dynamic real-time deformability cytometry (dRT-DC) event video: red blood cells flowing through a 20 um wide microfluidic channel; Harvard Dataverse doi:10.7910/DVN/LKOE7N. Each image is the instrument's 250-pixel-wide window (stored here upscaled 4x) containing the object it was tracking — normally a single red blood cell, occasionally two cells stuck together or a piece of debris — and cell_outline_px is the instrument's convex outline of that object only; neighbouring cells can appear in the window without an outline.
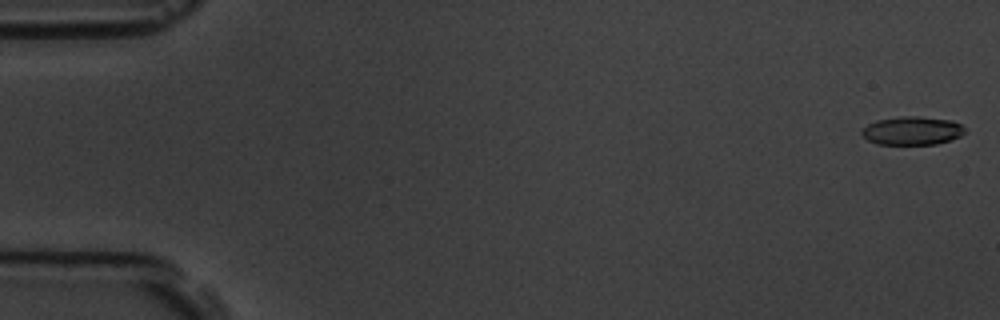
{"species": "common noctule bat (a hibernating species)", "species_latin": "Nyctalus noctula", "temperature_condition": "room temperature", "stored_images_in_passage": 53, "camera_frame_rate_fps": 3000, "um_per_image_px": 0.085, "animal": {"sex": "male", "body_mass_g": 19.5, "forearm_length_mm": 54.6}, "frame": {"image": 1, "passage_image": 1, "time_ms": 0.0, "image_size_px": [1000, 320], "cell_outline_px": [[968, 128], [960, 136], [936, 144], [876, 144], [868, 140], [860, 132], [868, 124], [876, 120], [900, 116], [916, 116], [952, 120]], "centroid_in_image_um": [77.54, 11.1], "position_along_channel_um": 7.5, "area_um2": 17.05}}
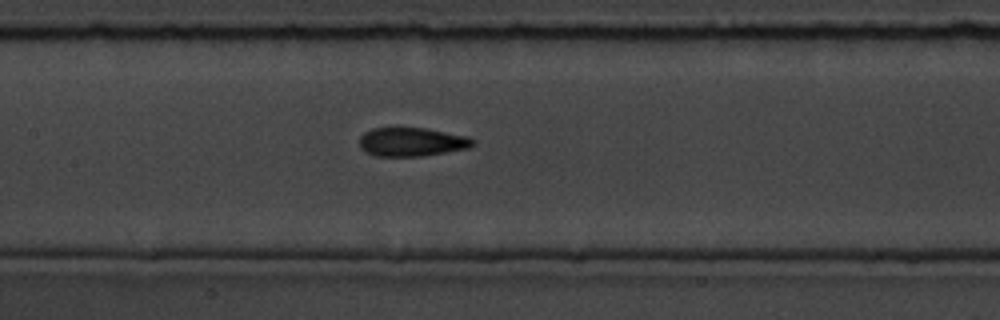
{"frame": {"image": 2, "passage_image": 27, "time_ms": 8.667, "image_size_px": [1000, 320], "cell_outline_px": [[476, 144], [468, 148], [424, 156], [376, 156], [364, 152], [360, 148], [360, 136], [364, 132], [372, 128], [396, 124], [424, 128], [468, 136], [476, 140]], "centroid_in_image_um": [34.96, 12.02], "position_along_channel_um": 172.4, "area_um2": 19.88}}
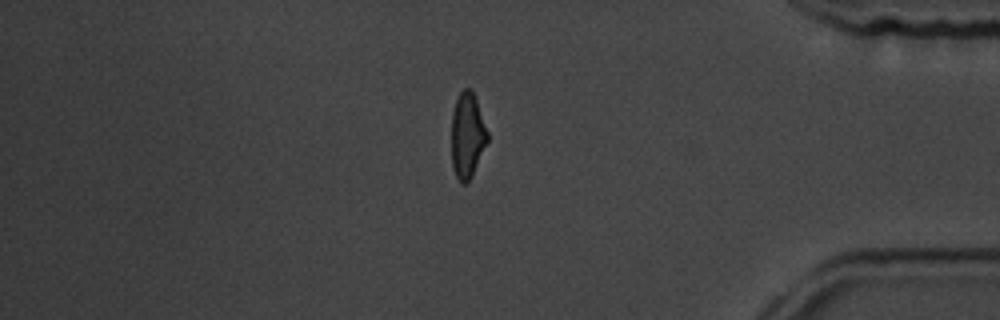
{"frame": {"image": 3, "passage_image": 48, "time_ms": 15.667, "image_size_px": [1000, 320], "cell_outline_px": [[488, 140], [472, 176], [468, 184], [460, 184], [452, 168], [452, 112], [456, 100], [460, 92], [464, 88], [472, 88], [488, 132]], "centroid_in_image_um": [39.72, 11.53], "position_along_channel_um": 395.5, "area_um2": 18.03}}